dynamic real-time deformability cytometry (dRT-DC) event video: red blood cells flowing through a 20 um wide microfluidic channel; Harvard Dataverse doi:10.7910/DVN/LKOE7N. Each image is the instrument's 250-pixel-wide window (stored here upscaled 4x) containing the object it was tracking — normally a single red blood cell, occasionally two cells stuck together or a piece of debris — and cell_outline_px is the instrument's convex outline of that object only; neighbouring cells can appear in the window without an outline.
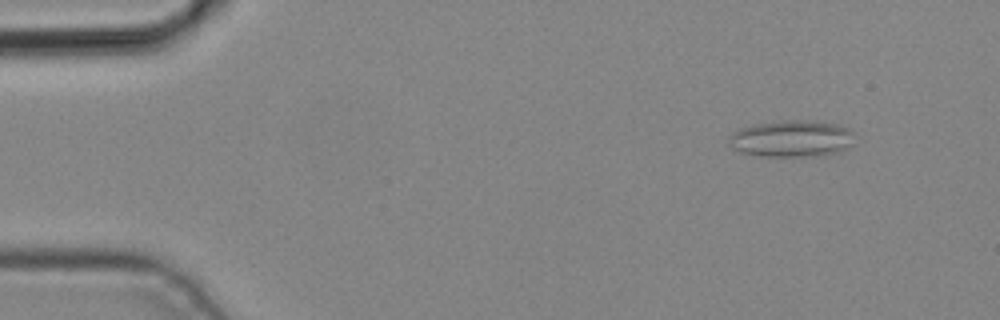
{"species": "common noctule bat (a hibernating species)", "species_latin": "Nyctalus noctula", "temperature_condition": "cold", "stored_images_in_passage": 5, "camera_frame_rate_fps": 3000, "um_per_image_px": 0.085, "animal": {"sex": "male", "body_mass_g": 19.2, "forearm_length_mm": 51.8}, "frame": {"image": 1, "passage_image": 2, "time_ms": 0.333, "image_size_px": [1000, 320], "cell_outline_px": [[852, 144], [836, 152], [816, 156], [756, 156], [740, 152], [732, 148], [728, 144], [728, 140], [732, 132], [740, 128], [756, 124], [784, 120], [804, 120], [836, 124], [848, 128], [852, 132]], "centroid_in_image_um": [67.22, 11.79], "position_along_channel_um": 17.8, "area_um2": 26.76}}